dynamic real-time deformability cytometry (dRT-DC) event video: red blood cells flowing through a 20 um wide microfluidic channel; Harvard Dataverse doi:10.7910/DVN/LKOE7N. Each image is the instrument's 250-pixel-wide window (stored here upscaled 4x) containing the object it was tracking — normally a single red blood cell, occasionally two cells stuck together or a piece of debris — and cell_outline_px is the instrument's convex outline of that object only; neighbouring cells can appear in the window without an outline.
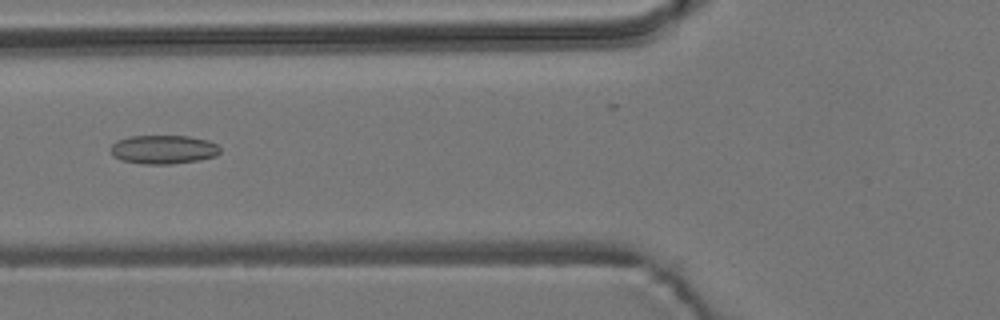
{"species": "common noctule bat (a hibernating species)", "species_latin": "Nyctalus noctula", "temperature_condition": "room temperature", "stored_images_in_passage": 8, "camera_frame_rate_fps": 3000, "um_per_image_px": 0.085, "animal": {"sex": "male", "body_mass_g": 19.2, "forearm_length_mm": 51.8}, "frame": {"image": 1, "passage_image": 6, "time_ms": 6.667, "image_size_px": [1000, 320], "cell_outline_px": [[220, 152], [216, 156], [200, 160], [172, 164], [144, 164], [124, 160], [116, 156], [112, 152], [112, 144], [116, 140], [128, 136], [188, 136], [208, 140], [216, 144], [220, 148]], "centroid_in_image_um": [13.93, 12.7], "position_along_channel_um": 111.9, "area_um2": 18.26}}
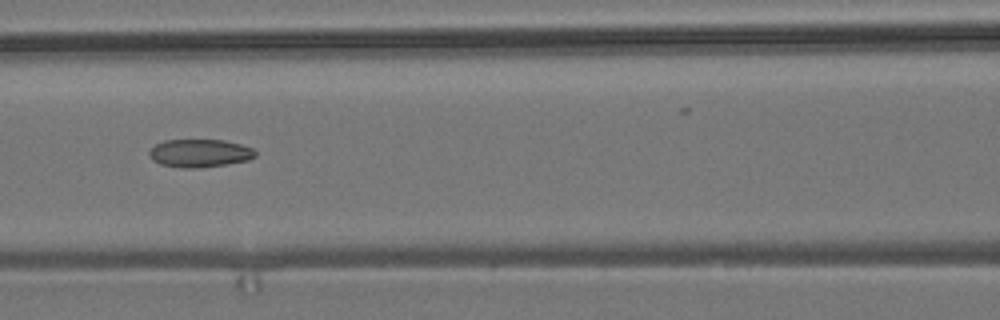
{"frame": {"image": 2, "passage_image": 7, "time_ms": 7.667, "image_size_px": [1000, 320], "cell_outline_px": [[256, 156], [248, 160], [200, 168], [180, 168], [160, 164], [152, 160], [148, 152], [156, 144], [164, 140], [224, 140], [240, 144], [252, 148], [256, 152]], "centroid_in_image_um": [16.96, 13.02], "position_along_channel_um": 149.6, "area_um2": 17.28}}
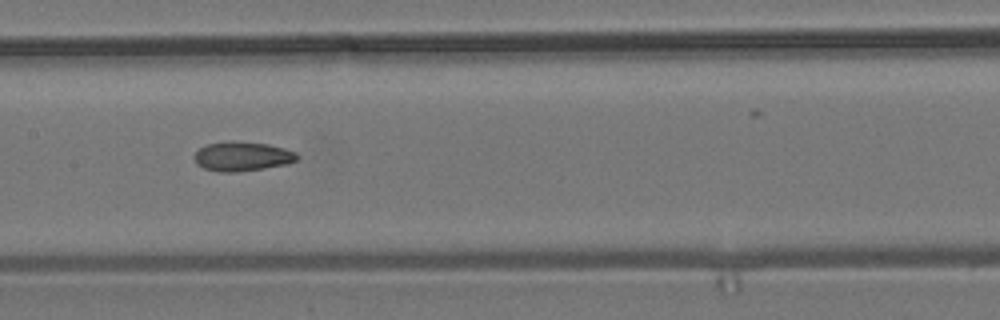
{"frame": {"image": 3, "passage_image": 8, "time_ms": 8.667, "image_size_px": [1000, 320], "cell_outline_px": [[300, 156], [296, 160], [288, 164], [264, 168], [236, 172], [220, 172], [204, 168], [196, 164], [196, 152], [204, 144], [232, 140], [268, 144], [284, 148], [296, 152]], "centroid_in_image_um": [20.61, 13.28], "position_along_channel_um": 186.8, "area_um2": 17.69}}